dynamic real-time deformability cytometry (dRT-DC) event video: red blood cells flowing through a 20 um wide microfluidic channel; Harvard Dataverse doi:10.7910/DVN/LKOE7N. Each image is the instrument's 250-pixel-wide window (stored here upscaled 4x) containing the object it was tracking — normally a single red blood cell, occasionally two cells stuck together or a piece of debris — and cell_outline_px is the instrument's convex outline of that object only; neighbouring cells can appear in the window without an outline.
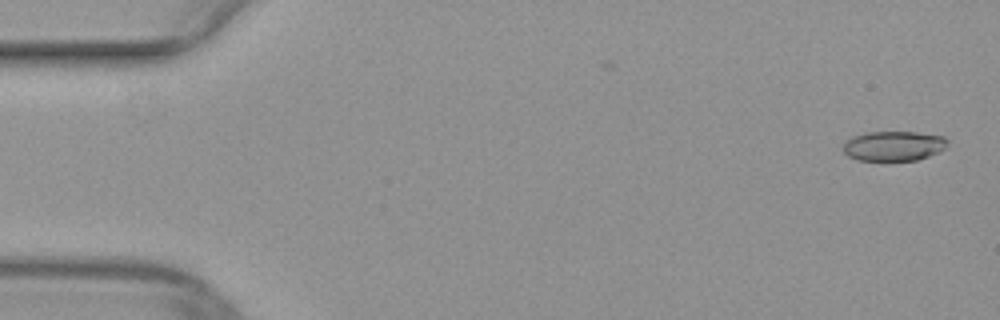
{"species": "common noctule bat (a hibernating species)", "species_latin": "Nyctalus noctula", "temperature_condition": "warm", "stored_images_in_passage": 51, "camera_frame_rate_fps": 3000, "um_per_image_px": 0.085, "animal": {"sex": "female", "body_mass_g": 29.2, "forearm_length_mm": 56.3}, "frame": {"image": 1, "passage_image": 2, "time_ms": 0.333, "image_size_px": [1000, 320], "cell_outline_px": [[948, 140], [944, 148], [928, 156], [916, 160], [860, 160], [848, 156], [844, 152], [844, 140], [852, 136], [864, 132], [916, 132], [944, 136]], "centroid_in_image_um": [75.92, 12.39], "position_along_channel_um": 9.1, "area_um2": 18.03}}
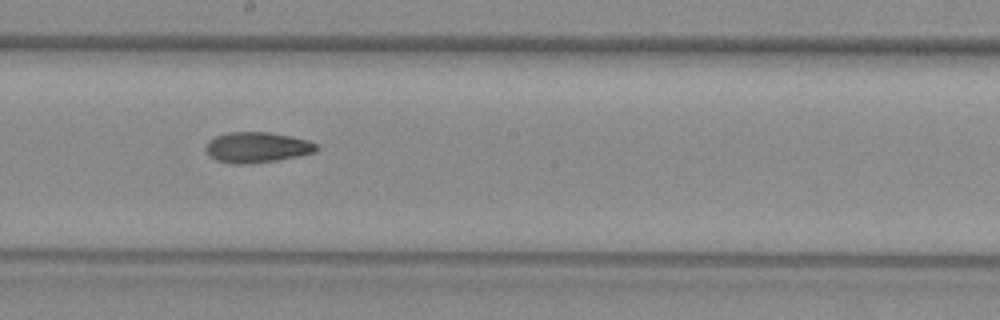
{"frame": {"image": 2, "passage_image": 28, "time_ms": 9.0, "image_size_px": [1000, 320], "cell_outline_px": [[320, 148], [316, 152], [276, 160], [252, 164], [232, 164], [216, 160], [208, 156], [204, 148], [208, 140], [216, 136], [228, 132], [268, 132], [308, 140], [316, 144]], "centroid_in_image_um": [21.8, 12.53], "position_along_channel_um": 226.4, "area_um2": 19.83}}
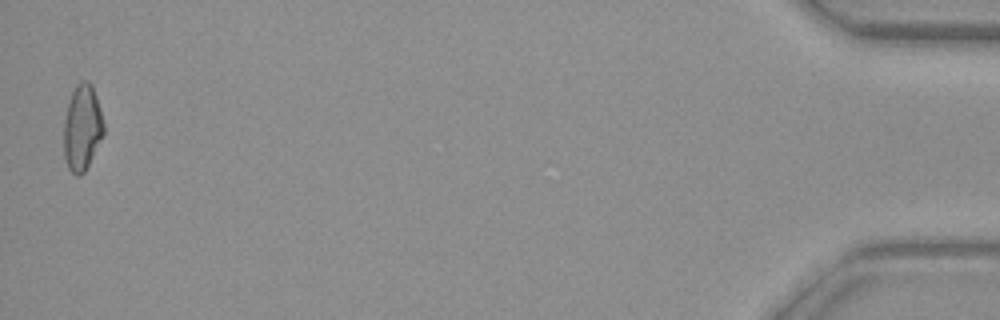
{"frame": {"image": 3, "passage_image": 50, "time_ms": 16.333, "image_size_px": [1000, 320], "cell_outline_px": [[104, 136], [84, 172], [80, 176], [76, 176], [68, 168], [64, 156], [64, 120], [68, 104], [72, 92], [76, 84], [80, 80], [88, 80], [92, 84], [96, 96], [104, 124]], "centroid_in_image_um": [6.99, 10.85], "position_along_channel_um": 428.2, "area_um2": 20.06}}